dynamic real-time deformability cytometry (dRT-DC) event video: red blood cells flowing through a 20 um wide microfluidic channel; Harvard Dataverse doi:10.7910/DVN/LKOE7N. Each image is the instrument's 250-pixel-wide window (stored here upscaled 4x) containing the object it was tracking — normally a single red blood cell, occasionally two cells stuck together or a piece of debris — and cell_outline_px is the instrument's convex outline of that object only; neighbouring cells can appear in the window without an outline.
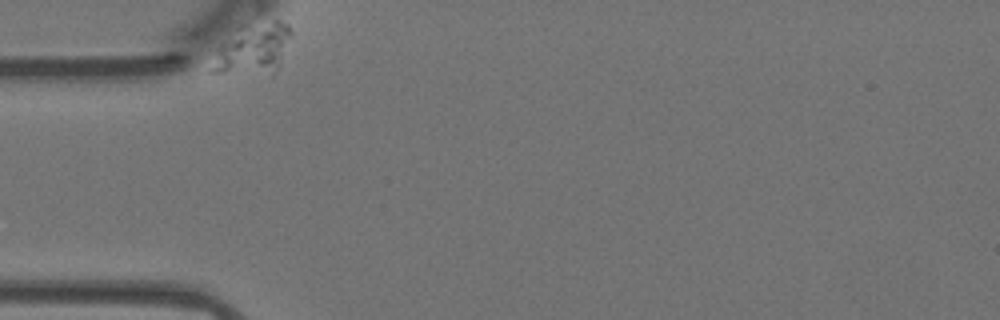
{"species": "Egyptian fruit bat (a non-hibernating species)", "species_latin": "Rousettus aegyptiacus", "temperature_condition": "warm", "stored_images_in_passage": 41, "camera_frame_rate_fps": 3000, "um_per_image_px": 0.085, "animal": {"sex": "female"}, "frame": {"image": 1, "passage_image": 1, "time_ms": 0.0, "image_size_px": [1000, 320], "cell_outline_px": [[292, 32], [280, 64], [276, 72], [272, 76], [208, 72], [208, 68], [220, 48], [272, 20], [280, 20], [288, 24]], "centroid_in_image_um": [21.62, 4.37], "position_along_channel_um": 63.4, "area_um2": 21.44}}
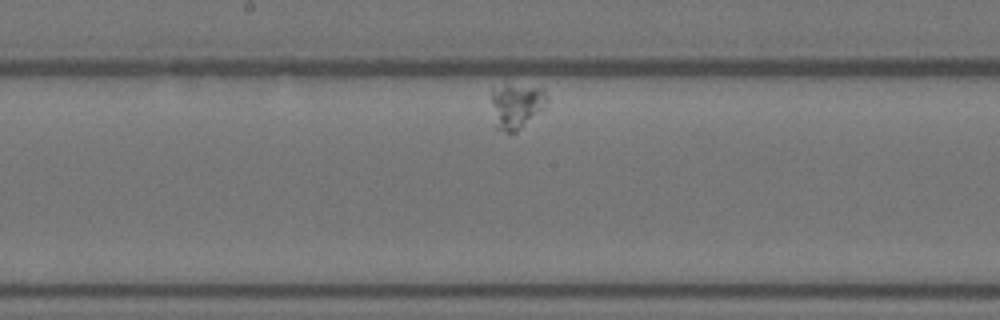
{"frame": {"image": 2, "passage_image": 23, "time_ms": 7.333, "image_size_px": [1000, 320], "cell_outline_px": [[548, 100], [544, 108], [520, 128], [512, 132], [504, 132], [496, 128], [492, 104], [492, 88], [544, 88], [548, 96]], "centroid_in_image_um": [43.92, 9.05], "position_along_channel_um": 204.3, "area_um2": 13.76}}
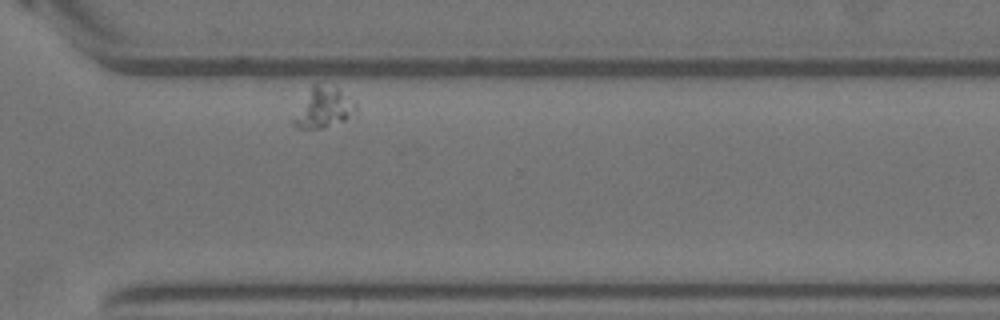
{"frame": {"image": 3, "passage_image": 40, "time_ms": 13.0, "image_size_px": [1000, 320], "cell_outline_px": [[356, 116], [324, 128], [300, 128], [292, 124], [292, 120], [312, 84], [316, 84], [336, 88], [356, 104]], "centroid_in_image_um": [27.52, 9.19], "position_along_channel_um": 343.1, "area_um2": 14.22}}